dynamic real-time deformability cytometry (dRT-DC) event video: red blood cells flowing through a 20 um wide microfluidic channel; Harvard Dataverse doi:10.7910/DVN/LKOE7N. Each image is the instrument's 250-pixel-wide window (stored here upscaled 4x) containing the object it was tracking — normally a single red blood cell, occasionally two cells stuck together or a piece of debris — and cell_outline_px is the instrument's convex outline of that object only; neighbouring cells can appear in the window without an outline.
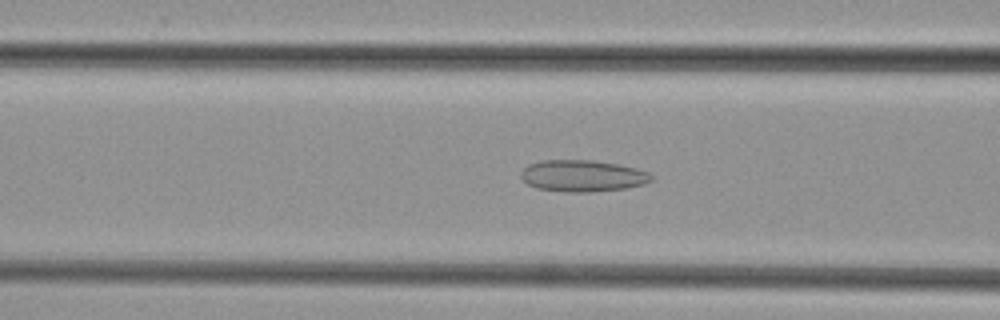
{"species": "common noctule bat (a hibernating species)", "species_latin": "Nyctalus noctula", "temperature_condition": "cold", "stored_images_in_passage": 37, "camera_frame_rate_fps": 3000, "um_per_image_px": 0.085, "animal": {"sex": "female", "body_mass_g": 29.2, "forearm_length_mm": 56.3}, "frame": {"image": 1, "passage_image": 8, "time_ms": 2.333, "image_size_px": [1000, 320], "cell_outline_px": [[652, 180], [644, 184], [624, 188], [588, 192], [564, 192], [536, 188], [528, 184], [520, 176], [520, 172], [528, 164], [540, 160], [592, 160], [620, 164], [636, 168], [648, 172], [652, 176]], "centroid_in_image_um": [49.49, 14.94], "position_along_channel_um": 117.1, "area_um2": 24.1}}
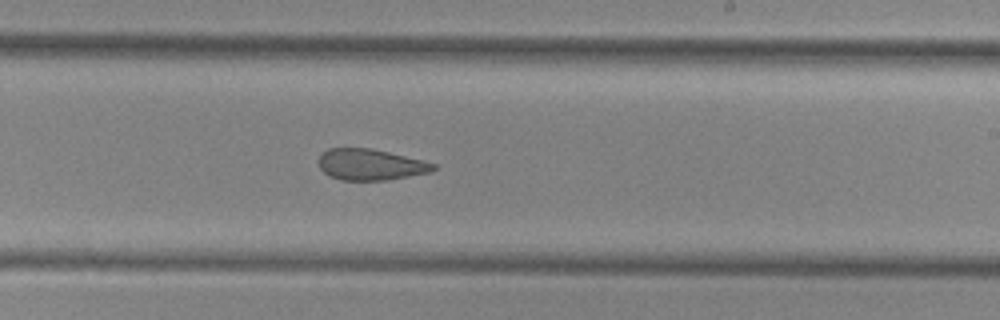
{"frame": {"image": 2, "passage_image": 18, "time_ms": 5.667, "image_size_px": [1000, 320], "cell_outline_px": [[436, 168], [432, 172], [384, 180], [340, 180], [328, 176], [320, 168], [320, 156], [328, 148], [372, 148], [424, 160], [436, 164]], "centroid_in_image_um": [31.51, 13.99], "position_along_channel_um": 257.5, "area_um2": 20.81}}
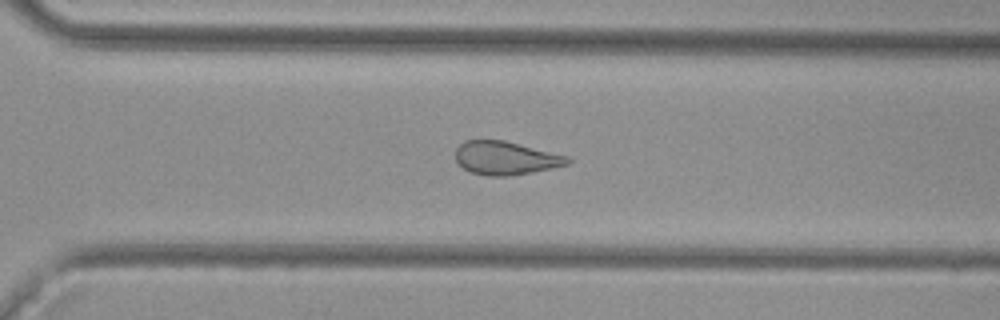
{"frame": {"image": 3, "passage_image": 23, "time_ms": 7.333, "image_size_px": [1000, 320], "cell_outline_px": [[572, 160], [568, 164], [552, 168], [532, 172], [508, 176], [488, 176], [468, 172], [456, 164], [456, 148], [464, 140], [504, 140], [568, 156]], "centroid_in_image_um": [42.94, 13.44], "position_along_channel_um": 327.7, "area_um2": 21.96}}